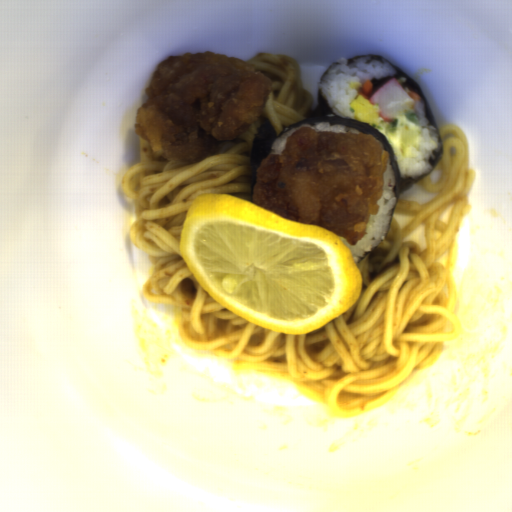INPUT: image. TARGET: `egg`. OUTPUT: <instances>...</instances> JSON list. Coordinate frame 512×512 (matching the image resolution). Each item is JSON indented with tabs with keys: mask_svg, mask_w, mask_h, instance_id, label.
Wrapping results in <instances>:
<instances>
[{
	"mask_svg": "<svg viewBox=\"0 0 512 512\" xmlns=\"http://www.w3.org/2000/svg\"><path fill=\"white\" fill-rule=\"evenodd\" d=\"M349 106L354 120L369 123L378 127L383 122V119L378 115V105L371 104L368 99L361 94L357 95L349 103Z\"/></svg>",
	"mask_w": 512,
	"mask_h": 512,
	"instance_id": "1",
	"label": "egg"
}]
</instances>
